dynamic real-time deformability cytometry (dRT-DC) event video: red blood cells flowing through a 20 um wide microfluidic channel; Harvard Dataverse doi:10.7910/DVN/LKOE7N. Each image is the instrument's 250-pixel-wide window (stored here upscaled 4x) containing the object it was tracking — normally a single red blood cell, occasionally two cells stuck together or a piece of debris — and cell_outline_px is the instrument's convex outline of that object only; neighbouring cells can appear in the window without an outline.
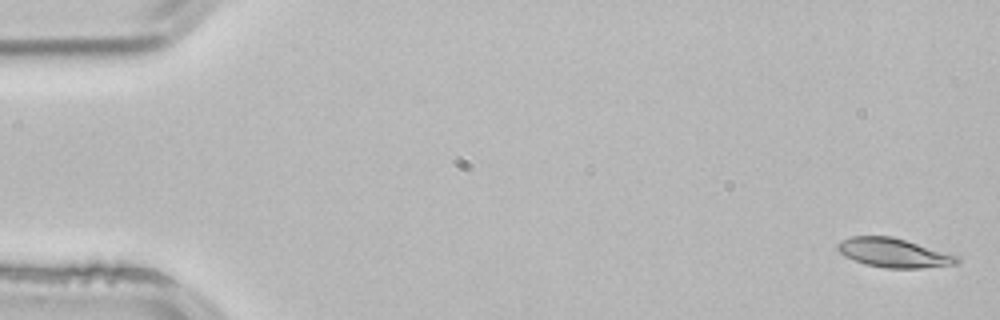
{"species": "common noctule bat (a hibernating species)", "species_latin": "Nyctalus noctula", "temperature_condition": "room temperature", "stored_images_in_passage": 4, "segment_of_instrument_passage": [1, 2], "camera_frame_rate_fps": 3000, "um_per_image_px": 0.085, "animal": {"sex": "male", "body_mass_g": 21.5, "forearm_length_mm": 52.0}, "frame": {"image": 1, "passage_image": 1, "time_ms": 0.0, "image_size_px": [1000, 320], "cell_outline_px": [[960, 260], [956, 264], [920, 268], [884, 268], [864, 264], [844, 256], [836, 248], [836, 244], [852, 236], [892, 236], [960, 256]], "centroid_in_image_um": [75.97, 21.49], "position_along_channel_um": 9.0, "area_um2": 20.23}}